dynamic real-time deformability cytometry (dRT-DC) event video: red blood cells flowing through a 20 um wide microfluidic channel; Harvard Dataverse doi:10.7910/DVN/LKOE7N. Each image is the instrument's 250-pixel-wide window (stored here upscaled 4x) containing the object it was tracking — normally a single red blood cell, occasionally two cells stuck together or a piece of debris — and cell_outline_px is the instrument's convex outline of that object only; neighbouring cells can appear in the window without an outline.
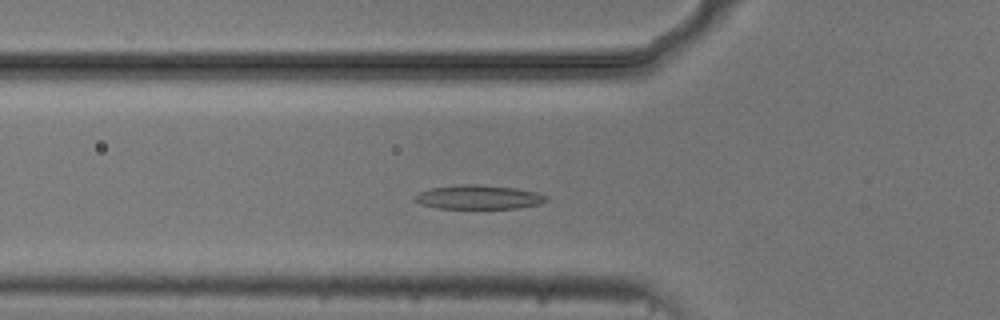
{"species": "common noctule bat (a hibernating species)", "species_latin": "Nyctalus noctula", "temperature_condition": "cold", "stored_images_in_passage": 49, "camera_frame_rate_fps": 3000, "um_per_image_px": 0.085, "animal": {"sex": "male", "body_mass_g": 20.5, "forearm_length_mm": 52.5}, "frame": {"image": 1, "passage_image": 13, "time_ms": 4.0, "image_size_px": [1000, 320], "cell_outline_px": [[548, 200], [540, 204], [516, 208], [436, 208], [420, 204], [416, 200], [416, 196], [420, 192], [432, 188], [460, 184], [476, 184], [516, 188], [536, 192], [548, 196]], "centroid_in_image_um": [40.72, 16.75], "position_along_channel_um": 85.1, "area_um2": 18.26}}
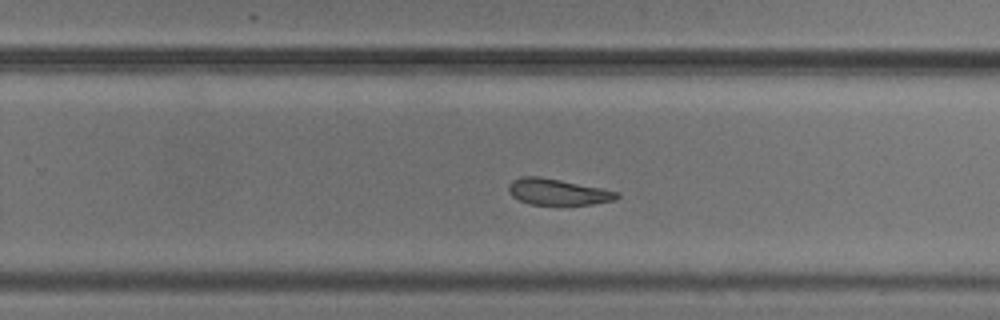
{"frame": {"image": 2, "passage_image": 29, "time_ms": 9.333, "image_size_px": [1000, 320], "cell_outline_px": [[620, 196], [612, 200], [592, 204], [532, 204], [520, 200], [512, 196], [508, 192], [508, 184], [512, 180], [524, 176], [540, 176], [620, 192]], "centroid_in_image_um": [47.37, 16.3], "position_along_channel_um": 282.4, "area_um2": 16.24}}
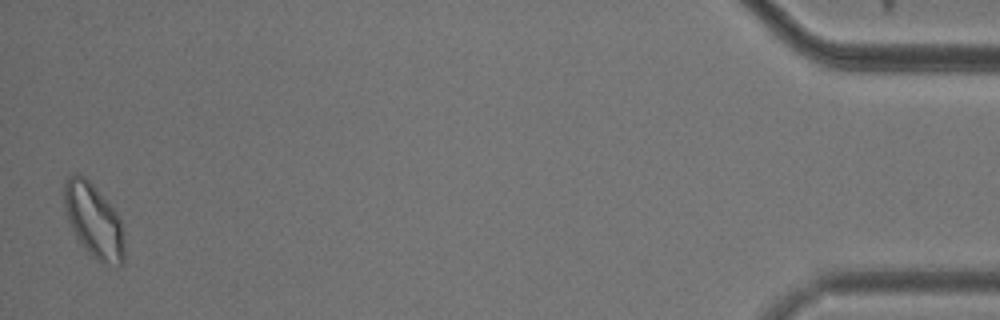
{"frame": {"image": 3, "passage_image": 48, "time_ms": 15.667, "image_size_px": [1000, 320], "cell_outline_px": [[124, 264], [120, 268], [116, 268], [96, 260], [76, 240], [68, 220], [64, 208], [64, 184], [68, 176], [72, 172], [76, 172], [84, 176], [96, 188], [116, 212], [120, 220], [124, 240]], "centroid_in_image_um": [7.96, 18.8], "position_along_channel_um": 427.2, "area_um2": 26.36}, "authors_computed_cell_mechanics": {"area_um2": 18.2648, "velocity_mm_per_s": 3.6912, "shape_relaxation_time_tau1_ms": 5.4277, "shape_relaxation_time_tau2_ms": null, "deformation_change_tau1": 0.1176, "deformation_change_tau2": null}}